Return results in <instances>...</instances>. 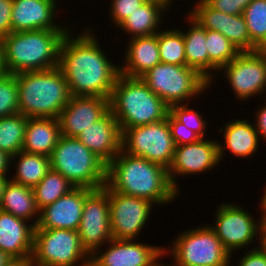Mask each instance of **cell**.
Masks as SVG:
<instances>
[{
  "label": "cell",
  "mask_w": 266,
  "mask_h": 266,
  "mask_svg": "<svg viewBox=\"0 0 266 266\" xmlns=\"http://www.w3.org/2000/svg\"><path fill=\"white\" fill-rule=\"evenodd\" d=\"M3 66H2V56H1V49H0V75L3 74Z\"/></svg>",
  "instance_id": "obj_49"
},
{
  "label": "cell",
  "mask_w": 266,
  "mask_h": 266,
  "mask_svg": "<svg viewBox=\"0 0 266 266\" xmlns=\"http://www.w3.org/2000/svg\"><path fill=\"white\" fill-rule=\"evenodd\" d=\"M27 266H34L31 262Z\"/></svg>",
  "instance_id": "obj_51"
},
{
  "label": "cell",
  "mask_w": 266,
  "mask_h": 266,
  "mask_svg": "<svg viewBox=\"0 0 266 266\" xmlns=\"http://www.w3.org/2000/svg\"><path fill=\"white\" fill-rule=\"evenodd\" d=\"M173 28L158 32L160 61L166 64L186 65L182 29Z\"/></svg>",
  "instance_id": "obj_33"
},
{
  "label": "cell",
  "mask_w": 266,
  "mask_h": 266,
  "mask_svg": "<svg viewBox=\"0 0 266 266\" xmlns=\"http://www.w3.org/2000/svg\"><path fill=\"white\" fill-rule=\"evenodd\" d=\"M76 138L107 165L122 150V130L110 110Z\"/></svg>",
  "instance_id": "obj_21"
},
{
  "label": "cell",
  "mask_w": 266,
  "mask_h": 266,
  "mask_svg": "<svg viewBox=\"0 0 266 266\" xmlns=\"http://www.w3.org/2000/svg\"><path fill=\"white\" fill-rule=\"evenodd\" d=\"M19 113L18 82L15 74L0 75V118Z\"/></svg>",
  "instance_id": "obj_35"
},
{
  "label": "cell",
  "mask_w": 266,
  "mask_h": 266,
  "mask_svg": "<svg viewBox=\"0 0 266 266\" xmlns=\"http://www.w3.org/2000/svg\"><path fill=\"white\" fill-rule=\"evenodd\" d=\"M28 117L21 113L0 118V150L11 157L22 151Z\"/></svg>",
  "instance_id": "obj_31"
},
{
  "label": "cell",
  "mask_w": 266,
  "mask_h": 266,
  "mask_svg": "<svg viewBox=\"0 0 266 266\" xmlns=\"http://www.w3.org/2000/svg\"><path fill=\"white\" fill-rule=\"evenodd\" d=\"M109 109L121 130L167 118L170 107L140 78L119 74L109 97Z\"/></svg>",
  "instance_id": "obj_5"
},
{
  "label": "cell",
  "mask_w": 266,
  "mask_h": 266,
  "mask_svg": "<svg viewBox=\"0 0 266 266\" xmlns=\"http://www.w3.org/2000/svg\"><path fill=\"white\" fill-rule=\"evenodd\" d=\"M9 168H11V156L0 150V176H8Z\"/></svg>",
  "instance_id": "obj_43"
},
{
  "label": "cell",
  "mask_w": 266,
  "mask_h": 266,
  "mask_svg": "<svg viewBox=\"0 0 266 266\" xmlns=\"http://www.w3.org/2000/svg\"><path fill=\"white\" fill-rule=\"evenodd\" d=\"M0 210V250L12 259L31 262L34 247L33 224Z\"/></svg>",
  "instance_id": "obj_22"
},
{
  "label": "cell",
  "mask_w": 266,
  "mask_h": 266,
  "mask_svg": "<svg viewBox=\"0 0 266 266\" xmlns=\"http://www.w3.org/2000/svg\"><path fill=\"white\" fill-rule=\"evenodd\" d=\"M263 191H264L262 194L263 198L260 199L261 201L259 204L261 209H259V210L262 211L260 216H261L263 223H266V186L264 187Z\"/></svg>",
  "instance_id": "obj_45"
},
{
  "label": "cell",
  "mask_w": 266,
  "mask_h": 266,
  "mask_svg": "<svg viewBox=\"0 0 266 266\" xmlns=\"http://www.w3.org/2000/svg\"><path fill=\"white\" fill-rule=\"evenodd\" d=\"M219 71L224 72L227 83L240 102L266 93V54L263 50L240 52Z\"/></svg>",
  "instance_id": "obj_13"
},
{
  "label": "cell",
  "mask_w": 266,
  "mask_h": 266,
  "mask_svg": "<svg viewBox=\"0 0 266 266\" xmlns=\"http://www.w3.org/2000/svg\"><path fill=\"white\" fill-rule=\"evenodd\" d=\"M188 14L203 28L224 35L240 52L259 50L250 40L243 14L229 15L213 9L205 0H195Z\"/></svg>",
  "instance_id": "obj_17"
},
{
  "label": "cell",
  "mask_w": 266,
  "mask_h": 266,
  "mask_svg": "<svg viewBox=\"0 0 266 266\" xmlns=\"http://www.w3.org/2000/svg\"><path fill=\"white\" fill-rule=\"evenodd\" d=\"M262 105L258 107L259 110L255 113L256 117L254 119L256 120L253 124H255L254 127L258 132L260 140L262 139V141L265 140L264 142H266V103Z\"/></svg>",
  "instance_id": "obj_42"
},
{
  "label": "cell",
  "mask_w": 266,
  "mask_h": 266,
  "mask_svg": "<svg viewBox=\"0 0 266 266\" xmlns=\"http://www.w3.org/2000/svg\"><path fill=\"white\" fill-rule=\"evenodd\" d=\"M109 99L99 96H71L59 116L61 135L77 137L109 111Z\"/></svg>",
  "instance_id": "obj_19"
},
{
  "label": "cell",
  "mask_w": 266,
  "mask_h": 266,
  "mask_svg": "<svg viewBox=\"0 0 266 266\" xmlns=\"http://www.w3.org/2000/svg\"><path fill=\"white\" fill-rule=\"evenodd\" d=\"M13 0H0V40L12 32L11 10Z\"/></svg>",
  "instance_id": "obj_40"
},
{
  "label": "cell",
  "mask_w": 266,
  "mask_h": 266,
  "mask_svg": "<svg viewBox=\"0 0 266 266\" xmlns=\"http://www.w3.org/2000/svg\"><path fill=\"white\" fill-rule=\"evenodd\" d=\"M189 29L182 31L186 66L196 69L209 81V56L206 46V29L187 13Z\"/></svg>",
  "instance_id": "obj_28"
},
{
  "label": "cell",
  "mask_w": 266,
  "mask_h": 266,
  "mask_svg": "<svg viewBox=\"0 0 266 266\" xmlns=\"http://www.w3.org/2000/svg\"><path fill=\"white\" fill-rule=\"evenodd\" d=\"M68 31L11 32L0 40L3 71L16 75L59 66L60 46Z\"/></svg>",
  "instance_id": "obj_3"
},
{
  "label": "cell",
  "mask_w": 266,
  "mask_h": 266,
  "mask_svg": "<svg viewBox=\"0 0 266 266\" xmlns=\"http://www.w3.org/2000/svg\"><path fill=\"white\" fill-rule=\"evenodd\" d=\"M167 248L174 260L164 266H230L231 255L208 224L179 233Z\"/></svg>",
  "instance_id": "obj_7"
},
{
  "label": "cell",
  "mask_w": 266,
  "mask_h": 266,
  "mask_svg": "<svg viewBox=\"0 0 266 266\" xmlns=\"http://www.w3.org/2000/svg\"><path fill=\"white\" fill-rule=\"evenodd\" d=\"M175 147L167 118L122 131V151L160 164L166 169L172 163Z\"/></svg>",
  "instance_id": "obj_10"
},
{
  "label": "cell",
  "mask_w": 266,
  "mask_h": 266,
  "mask_svg": "<svg viewBox=\"0 0 266 266\" xmlns=\"http://www.w3.org/2000/svg\"><path fill=\"white\" fill-rule=\"evenodd\" d=\"M140 79L169 107L191 103V99L204 94L210 88L205 77L186 65L160 62Z\"/></svg>",
  "instance_id": "obj_8"
},
{
  "label": "cell",
  "mask_w": 266,
  "mask_h": 266,
  "mask_svg": "<svg viewBox=\"0 0 266 266\" xmlns=\"http://www.w3.org/2000/svg\"><path fill=\"white\" fill-rule=\"evenodd\" d=\"M75 186L60 172L50 169L45 177L33 188L39 211L57 201Z\"/></svg>",
  "instance_id": "obj_32"
},
{
  "label": "cell",
  "mask_w": 266,
  "mask_h": 266,
  "mask_svg": "<svg viewBox=\"0 0 266 266\" xmlns=\"http://www.w3.org/2000/svg\"><path fill=\"white\" fill-rule=\"evenodd\" d=\"M135 241V242H134ZM106 250L98 249L90 260V266H164L161 257L164 247L149 245L134 239H112Z\"/></svg>",
  "instance_id": "obj_15"
},
{
  "label": "cell",
  "mask_w": 266,
  "mask_h": 266,
  "mask_svg": "<svg viewBox=\"0 0 266 266\" xmlns=\"http://www.w3.org/2000/svg\"><path fill=\"white\" fill-rule=\"evenodd\" d=\"M50 164L75 187L97 189L106 185L107 164L76 137L60 136Z\"/></svg>",
  "instance_id": "obj_6"
},
{
  "label": "cell",
  "mask_w": 266,
  "mask_h": 266,
  "mask_svg": "<svg viewBox=\"0 0 266 266\" xmlns=\"http://www.w3.org/2000/svg\"><path fill=\"white\" fill-rule=\"evenodd\" d=\"M57 0H13L11 10L12 32L35 30H70L68 23L59 25ZM55 21V22H54ZM67 26V27H66Z\"/></svg>",
  "instance_id": "obj_18"
},
{
  "label": "cell",
  "mask_w": 266,
  "mask_h": 266,
  "mask_svg": "<svg viewBox=\"0 0 266 266\" xmlns=\"http://www.w3.org/2000/svg\"><path fill=\"white\" fill-rule=\"evenodd\" d=\"M0 210L24 219L35 227L39 220V209L36 206L33 188L15 183L12 180H9L5 187Z\"/></svg>",
  "instance_id": "obj_27"
},
{
  "label": "cell",
  "mask_w": 266,
  "mask_h": 266,
  "mask_svg": "<svg viewBox=\"0 0 266 266\" xmlns=\"http://www.w3.org/2000/svg\"><path fill=\"white\" fill-rule=\"evenodd\" d=\"M30 262L18 260V259H12L9 263H7L5 266H27Z\"/></svg>",
  "instance_id": "obj_48"
},
{
  "label": "cell",
  "mask_w": 266,
  "mask_h": 266,
  "mask_svg": "<svg viewBox=\"0 0 266 266\" xmlns=\"http://www.w3.org/2000/svg\"><path fill=\"white\" fill-rule=\"evenodd\" d=\"M85 187H74L57 201L39 211L35 229H68L77 231L83 213Z\"/></svg>",
  "instance_id": "obj_20"
},
{
  "label": "cell",
  "mask_w": 266,
  "mask_h": 266,
  "mask_svg": "<svg viewBox=\"0 0 266 266\" xmlns=\"http://www.w3.org/2000/svg\"><path fill=\"white\" fill-rule=\"evenodd\" d=\"M108 198L112 238L137 240L147 226L155 204L144 198L112 191L109 187Z\"/></svg>",
  "instance_id": "obj_14"
},
{
  "label": "cell",
  "mask_w": 266,
  "mask_h": 266,
  "mask_svg": "<svg viewBox=\"0 0 266 266\" xmlns=\"http://www.w3.org/2000/svg\"><path fill=\"white\" fill-rule=\"evenodd\" d=\"M106 185L115 192L147 199L157 206L170 204L178 197L168 169L120 151L107 165Z\"/></svg>",
  "instance_id": "obj_2"
},
{
  "label": "cell",
  "mask_w": 266,
  "mask_h": 266,
  "mask_svg": "<svg viewBox=\"0 0 266 266\" xmlns=\"http://www.w3.org/2000/svg\"><path fill=\"white\" fill-rule=\"evenodd\" d=\"M213 9L229 15L243 14L252 0H205Z\"/></svg>",
  "instance_id": "obj_39"
},
{
  "label": "cell",
  "mask_w": 266,
  "mask_h": 266,
  "mask_svg": "<svg viewBox=\"0 0 266 266\" xmlns=\"http://www.w3.org/2000/svg\"><path fill=\"white\" fill-rule=\"evenodd\" d=\"M60 136L58 118H28L22 150L50 157Z\"/></svg>",
  "instance_id": "obj_26"
},
{
  "label": "cell",
  "mask_w": 266,
  "mask_h": 266,
  "mask_svg": "<svg viewBox=\"0 0 266 266\" xmlns=\"http://www.w3.org/2000/svg\"><path fill=\"white\" fill-rule=\"evenodd\" d=\"M219 164L218 141L201 138L196 142L175 147L168 174L173 187L179 192L180 186L177 183L179 175L184 177L204 172L206 174Z\"/></svg>",
  "instance_id": "obj_16"
},
{
  "label": "cell",
  "mask_w": 266,
  "mask_h": 266,
  "mask_svg": "<svg viewBox=\"0 0 266 266\" xmlns=\"http://www.w3.org/2000/svg\"><path fill=\"white\" fill-rule=\"evenodd\" d=\"M247 211L234 202L222 203L215 209V224H208L231 257L233 252L245 249L254 240H259L264 223L261 217L256 221Z\"/></svg>",
  "instance_id": "obj_11"
},
{
  "label": "cell",
  "mask_w": 266,
  "mask_h": 266,
  "mask_svg": "<svg viewBox=\"0 0 266 266\" xmlns=\"http://www.w3.org/2000/svg\"><path fill=\"white\" fill-rule=\"evenodd\" d=\"M169 7L171 6L166 0H147L127 16L118 29L130 34L129 39L157 34L164 20L161 16L166 15L165 12L170 13Z\"/></svg>",
  "instance_id": "obj_25"
},
{
  "label": "cell",
  "mask_w": 266,
  "mask_h": 266,
  "mask_svg": "<svg viewBox=\"0 0 266 266\" xmlns=\"http://www.w3.org/2000/svg\"><path fill=\"white\" fill-rule=\"evenodd\" d=\"M206 46L209 56V86H211L216 77L214 74L235 59L240 51L220 32L207 29Z\"/></svg>",
  "instance_id": "obj_30"
},
{
  "label": "cell",
  "mask_w": 266,
  "mask_h": 266,
  "mask_svg": "<svg viewBox=\"0 0 266 266\" xmlns=\"http://www.w3.org/2000/svg\"><path fill=\"white\" fill-rule=\"evenodd\" d=\"M258 246L259 249L265 254L266 256V223L263 224L260 235H259V240H258Z\"/></svg>",
  "instance_id": "obj_44"
},
{
  "label": "cell",
  "mask_w": 266,
  "mask_h": 266,
  "mask_svg": "<svg viewBox=\"0 0 266 266\" xmlns=\"http://www.w3.org/2000/svg\"><path fill=\"white\" fill-rule=\"evenodd\" d=\"M78 231L35 229L31 263L34 266H90Z\"/></svg>",
  "instance_id": "obj_9"
},
{
  "label": "cell",
  "mask_w": 266,
  "mask_h": 266,
  "mask_svg": "<svg viewBox=\"0 0 266 266\" xmlns=\"http://www.w3.org/2000/svg\"><path fill=\"white\" fill-rule=\"evenodd\" d=\"M147 0H114L109 8L113 27H118L130 14L137 10Z\"/></svg>",
  "instance_id": "obj_37"
},
{
  "label": "cell",
  "mask_w": 266,
  "mask_h": 266,
  "mask_svg": "<svg viewBox=\"0 0 266 266\" xmlns=\"http://www.w3.org/2000/svg\"><path fill=\"white\" fill-rule=\"evenodd\" d=\"M223 128H218V131L223 132L222 138L224 141L218 142L219 159L224 158L225 149L230 151V154L239 158H252L259 147L260 138L254 124L246 119H232L226 122Z\"/></svg>",
  "instance_id": "obj_23"
},
{
  "label": "cell",
  "mask_w": 266,
  "mask_h": 266,
  "mask_svg": "<svg viewBox=\"0 0 266 266\" xmlns=\"http://www.w3.org/2000/svg\"><path fill=\"white\" fill-rule=\"evenodd\" d=\"M9 177L10 176H0V204H1V201H2V198H3L5 187H6L7 183H8V181L10 180Z\"/></svg>",
  "instance_id": "obj_46"
},
{
  "label": "cell",
  "mask_w": 266,
  "mask_h": 266,
  "mask_svg": "<svg viewBox=\"0 0 266 266\" xmlns=\"http://www.w3.org/2000/svg\"><path fill=\"white\" fill-rule=\"evenodd\" d=\"M175 0H167V2L171 5L172 2H174Z\"/></svg>",
  "instance_id": "obj_50"
},
{
  "label": "cell",
  "mask_w": 266,
  "mask_h": 266,
  "mask_svg": "<svg viewBox=\"0 0 266 266\" xmlns=\"http://www.w3.org/2000/svg\"><path fill=\"white\" fill-rule=\"evenodd\" d=\"M19 113L28 118H59L71 94L59 66L16 74Z\"/></svg>",
  "instance_id": "obj_4"
},
{
  "label": "cell",
  "mask_w": 266,
  "mask_h": 266,
  "mask_svg": "<svg viewBox=\"0 0 266 266\" xmlns=\"http://www.w3.org/2000/svg\"><path fill=\"white\" fill-rule=\"evenodd\" d=\"M239 259L237 266H266V256L257 246L246 250Z\"/></svg>",
  "instance_id": "obj_41"
},
{
  "label": "cell",
  "mask_w": 266,
  "mask_h": 266,
  "mask_svg": "<svg viewBox=\"0 0 266 266\" xmlns=\"http://www.w3.org/2000/svg\"><path fill=\"white\" fill-rule=\"evenodd\" d=\"M13 166L16 172L10 180L30 188H34L51 169L50 157L23 150L11 157V167Z\"/></svg>",
  "instance_id": "obj_29"
},
{
  "label": "cell",
  "mask_w": 266,
  "mask_h": 266,
  "mask_svg": "<svg viewBox=\"0 0 266 266\" xmlns=\"http://www.w3.org/2000/svg\"><path fill=\"white\" fill-rule=\"evenodd\" d=\"M11 260L12 258L9 255H7L4 251L0 250V266H5Z\"/></svg>",
  "instance_id": "obj_47"
},
{
  "label": "cell",
  "mask_w": 266,
  "mask_h": 266,
  "mask_svg": "<svg viewBox=\"0 0 266 266\" xmlns=\"http://www.w3.org/2000/svg\"><path fill=\"white\" fill-rule=\"evenodd\" d=\"M72 30L63 38L59 55V68L65 76L71 96L109 99L120 74L118 63H112L106 56L94 29L85 27L76 36Z\"/></svg>",
  "instance_id": "obj_1"
},
{
  "label": "cell",
  "mask_w": 266,
  "mask_h": 266,
  "mask_svg": "<svg viewBox=\"0 0 266 266\" xmlns=\"http://www.w3.org/2000/svg\"><path fill=\"white\" fill-rule=\"evenodd\" d=\"M127 43L126 54H124L125 60L122 59L123 65H119V73L121 75L140 78L161 62L158 47V33L132 38Z\"/></svg>",
  "instance_id": "obj_24"
},
{
  "label": "cell",
  "mask_w": 266,
  "mask_h": 266,
  "mask_svg": "<svg viewBox=\"0 0 266 266\" xmlns=\"http://www.w3.org/2000/svg\"><path fill=\"white\" fill-rule=\"evenodd\" d=\"M243 16L251 42L263 50L266 47V0H252Z\"/></svg>",
  "instance_id": "obj_34"
},
{
  "label": "cell",
  "mask_w": 266,
  "mask_h": 266,
  "mask_svg": "<svg viewBox=\"0 0 266 266\" xmlns=\"http://www.w3.org/2000/svg\"><path fill=\"white\" fill-rule=\"evenodd\" d=\"M190 103L173 105L170 107V113L190 130L196 132L201 138H205L208 122L203 119L202 114L196 109H190ZM207 124V125H206Z\"/></svg>",
  "instance_id": "obj_36"
},
{
  "label": "cell",
  "mask_w": 266,
  "mask_h": 266,
  "mask_svg": "<svg viewBox=\"0 0 266 266\" xmlns=\"http://www.w3.org/2000/svg\"><path fill=\"white\" fill-rule=\"evenodd\" d=\"M77 231L82 247L90 256L113 239L107 185L97 189L85 187L83 213Z\"/></svg>",
  "instance_id": "obj_12"
},
{
  "label": "cell",
  "mask_w": 266,
  "mask_h": 266,
  "mask_svg": "<svg viewBox=\"0 0 266 266\" xmlns=\"http://www.w3.org/2000/svg\"><path fill=\"white\" fill-rule=\"evenodd\" d=\"M171 135L176 146L198 141L201 137L180 123L170 112L167 116Z\"/></svg>",
  "instance_id": "obj_38"
}]
</instances>
